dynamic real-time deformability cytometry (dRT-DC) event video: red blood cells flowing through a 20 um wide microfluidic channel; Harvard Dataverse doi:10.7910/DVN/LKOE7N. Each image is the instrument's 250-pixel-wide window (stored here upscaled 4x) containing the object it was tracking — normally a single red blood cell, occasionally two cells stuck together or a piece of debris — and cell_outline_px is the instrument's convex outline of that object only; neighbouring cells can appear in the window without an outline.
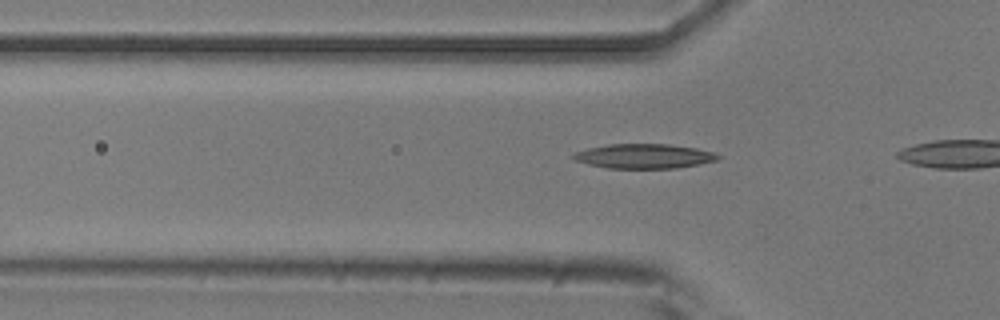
{"species": "common noctule bat (a hibernating species)", "species_latin": "Nyctalus noctula", "temperature_condition": "room temperature", "stored_images_in_passage": 5, "camera_frame_rate_fps": 3000, "um_per_image_px": 0.085, "animal": {"sex": "male", "body_mass_g": 20.5, "forearm_length_mm": 52.5}, "frame": {"image": 1, "passage_image": 2, "time_ms": 0.333, "image_size_px": [1000, 320], "cell_outline_px": [[720, 156], [716, 160], [700, 164], [676, 168], [608, 168], [588, 164], [576, 160], [572, 156], [576, 152], [588, 148], [608, 144], [668, 144], [696, 148], [712, 152]], "centroid_in_image_um": [54.75, 13.27], "position_along_channel_um": 71.1, "area_um2": 20.46}}